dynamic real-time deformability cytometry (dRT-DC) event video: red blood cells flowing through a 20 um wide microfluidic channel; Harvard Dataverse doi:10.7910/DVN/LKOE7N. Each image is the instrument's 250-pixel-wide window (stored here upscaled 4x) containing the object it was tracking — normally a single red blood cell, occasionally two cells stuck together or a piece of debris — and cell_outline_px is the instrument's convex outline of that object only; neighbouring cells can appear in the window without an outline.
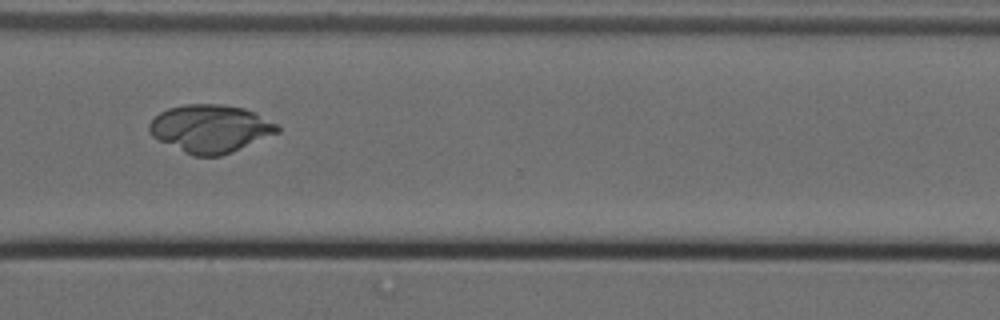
{"species": "Egyptian fruit bat (a non-hibernating species)", "species_latin": "Rousettus aegyptiacus", "temperature_condition": "cold", "stored_images_in_passage": 15, "camera_frame_rate_fps": 3000, "um_per_image_px": 0.085, "animal": {"sex": "female"}, "frame": {"image": 1, "passage_image": 12, "time_ms": 3.667, "image_size_px": [1000, 320], "cell_outline_px": [[280, 132], [232, 152], [220, 156], [192, 156], [152, 136], [148, 132], [148, 124], [160, 112], [168, 108], [184, 104], [220, 104], [244, 108], [276, 124], [280, 128]], "centroid_in_image_um": [17.86, 10.93], "position_along_channel_um": 352.7, "area_um2": 35.49}}